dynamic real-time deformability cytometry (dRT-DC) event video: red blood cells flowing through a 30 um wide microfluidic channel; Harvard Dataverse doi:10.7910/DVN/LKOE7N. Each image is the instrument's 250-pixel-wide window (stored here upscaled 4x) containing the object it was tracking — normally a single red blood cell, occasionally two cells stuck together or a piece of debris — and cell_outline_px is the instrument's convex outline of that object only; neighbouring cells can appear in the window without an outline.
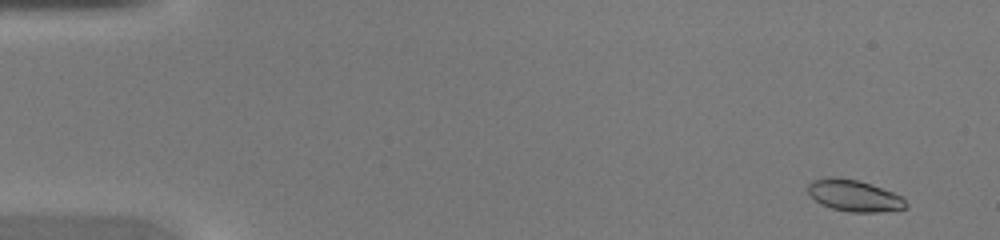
{"species": "common noctule bat (a hibernating species)", "species_latin": "Nyctalus noctula", "temperature_condition": "warm", "stored_images_in_passage": 46, "camera_frame_rate_fps": 3000, "um_per_image_px": 0.085, "animal": {"sex": "female", "body_mass_g": 20.0, "forearm_length_mm": 54.0}, "frame": {"image": 1, "passage_image": 3, "time_ms": 0.667, "image_size_px": [1000, 240], "cell_outline_px": [[908, 208], [876, 212], [848, 212], [832, 208], [820, 204], [808, 192], [808, 184], [812, 180], [828, 176], [836, 176], [856, 180], [872, 184], [904, 196], [908, 204]], "centroid_in_image_um": [72.63, 16.62], "position_along_channel_um": 12.4, "area_um2": 18.26}}
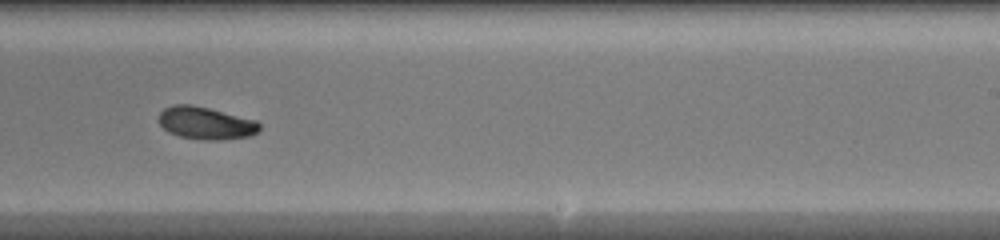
{"frame": {"image": 2, "passage_image": 29, "time_ms": 9.333, "image_size_px": [1000, 240], "cell_outline_px": [[260, 128], [252, 136], [220, 140], [200, 140], [180, 136], [168, 132], [160, 124], [160, 112], [164, 108], [172, 104], [192, 104], [256, 120], [260, 124]], "centroid_in_image_um": [17.49, 10.46], "position_along_channel_um": 271.5, "area_um2": 19.07}}
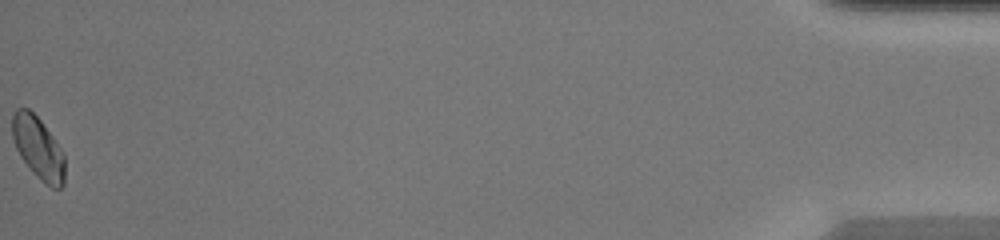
{"frame": {"image": 3, "passage_image": 46, "time_ms": 15.0, "image_size_px": [1000, 240], "cell_outline_px": [[64, 184], [60, 188], [52, 188], [40, 180], [36, 176], [20, 156], [16, 148], [12, 136], [12, 116], [16, 108], [28, 108], [40, 120], [52, 136], [60, 148], [64, 156]], "centroid_in_image_um": [3.23, 12.58], "position_along_channel_um": 432.0, "area_um2": 18.84}}